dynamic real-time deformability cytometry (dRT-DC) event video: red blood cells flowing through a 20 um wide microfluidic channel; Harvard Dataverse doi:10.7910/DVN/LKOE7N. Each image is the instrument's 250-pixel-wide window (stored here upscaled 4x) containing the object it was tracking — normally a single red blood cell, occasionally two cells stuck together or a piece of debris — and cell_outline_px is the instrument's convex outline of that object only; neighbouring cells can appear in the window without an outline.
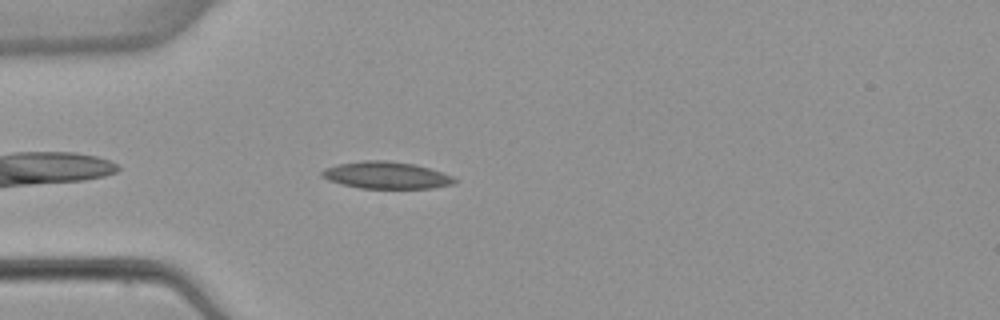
{"species": "common noctule bat (a hibernating species)", "species_latin": "Nyctalus noctula", "temperature_condition": "warm", "stored_images_in_passage": 1, "camera_frame_rate_fps": 3000, "um_per_image_px": 0.085, "animal": {"sex": "female", "body_mass_g": 22.7, "forearm_length_mm": 54.2}, "frame": {"image": 1, "passage_image": 1, "time_ms": 0.0, "image_size_px": [1000, 320], "cell_outline_px": [[456, 180], [452, 184], [432, 188], [360, 188], [328, 180], [320, 176], [320, 172], [324, 168], [340, 164], [364, 160], [384, 160], [416, 164], [452, 176]], "centroid_in_image_um": [32.8, 14.89], "position_along_channel_um": 52.2, "area_um2": 20.63}}